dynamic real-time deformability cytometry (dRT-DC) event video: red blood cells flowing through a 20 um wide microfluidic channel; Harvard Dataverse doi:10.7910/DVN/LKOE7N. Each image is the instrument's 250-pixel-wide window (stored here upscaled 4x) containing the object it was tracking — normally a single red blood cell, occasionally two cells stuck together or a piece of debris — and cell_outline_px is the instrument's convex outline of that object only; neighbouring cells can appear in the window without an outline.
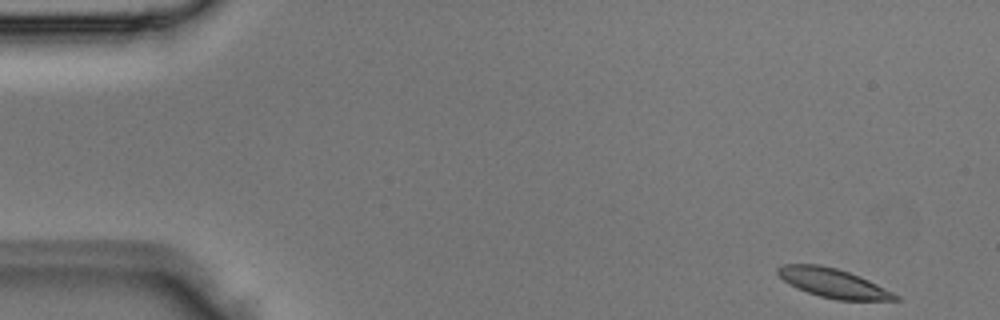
{"species": "Egyptian fruit bat (a non-hibernating species)", "species_latin": "Rousettus aegyptiacus", "temperature_condition": "room temperature", "stored_images_in_passage": 3, "camera_frame_rate_fps": 3000, "um_per_image_px": 0.085, "animal": {"sex": "male"}, "frame": {"image": 1, "passage_image": 1, "time_ms": 0.0, "image_size_px": [1000, 320], "cell_outline_px": [[900, 300], [836, 300], [820, 296], [796, 288], [788, 284], [776, 272], [776, 268], [780, 264], [820, 264], [836, 268], [848, 272], [868, 280], [900, 296]], "centroid_in_image_um": [70.77, 24.05], "position_along_channel_um": 14.2, "area_um2": 19.83}}